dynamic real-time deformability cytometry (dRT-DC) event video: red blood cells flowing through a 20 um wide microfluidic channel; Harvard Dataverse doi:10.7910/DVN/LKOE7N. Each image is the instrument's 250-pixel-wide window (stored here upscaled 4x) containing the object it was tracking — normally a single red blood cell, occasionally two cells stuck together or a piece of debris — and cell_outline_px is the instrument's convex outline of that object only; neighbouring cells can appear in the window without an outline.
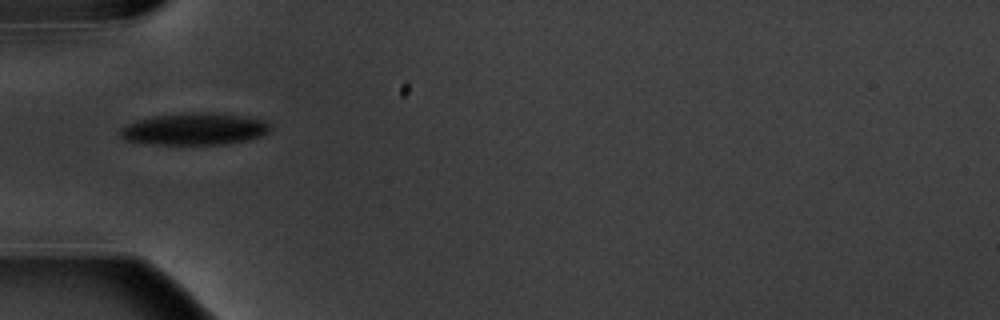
{"species": "common noctule bat (a hibernating species)", "species_latin": "Nyctalus noctula", "temperature_condition": "warm", "stored_images_in_passage": 6, "camera_frame_rate_fps": 3000, "um_per_image_px": 0.085, "animal": {"sex": "male", "body_mass_g": 20.1, "forearm_length_mm": 53.5}, "frame": {"image": 1, "passage_image": 1, "time_ms": 0.0, "image_size_px": [1000, 320], "cell_outline_px": [[272, 128], [268, 132], [260, 136], [248, 140], [224, 144], [152, 144], [124, 140], [120, 136], [120, 128], [124, 124], [136, 120], [156, 116], [192, 112], [212, 112], [240, 116], [264, 120]], "centroid_in_image_um": [16.49, 10.97], "position_along_channel_um": 68.5, "area_um2": 27.92}}
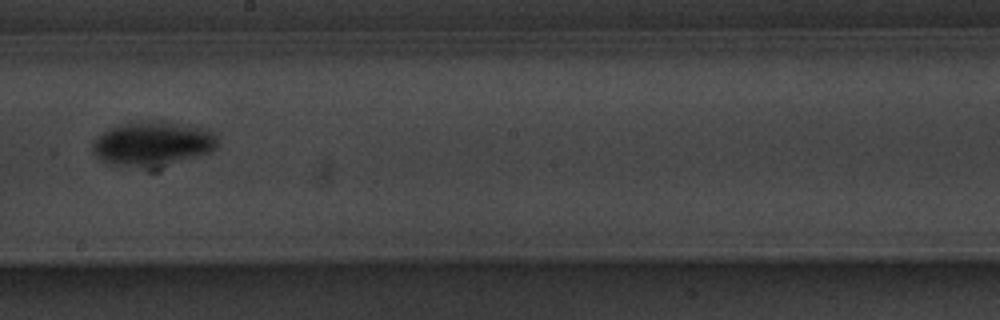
{"frame": {"image": 2, "passage_image": 5, "time_ms": 4.667, "image_size_px": [1000, 320], "cell_outline_px": [[220, 144], [212, 152], [200, 156], [180, 160], [140, 164], [112, 164], [100, 160], [92, 152], [92, 140], [108, 128], [120, 124], [188, 124], [208, 128], [220, 136]], "centroid_in_image_um": [13.04, 12.17], "position_along_channel_um": 235.2, "area_um2": 30.81}}